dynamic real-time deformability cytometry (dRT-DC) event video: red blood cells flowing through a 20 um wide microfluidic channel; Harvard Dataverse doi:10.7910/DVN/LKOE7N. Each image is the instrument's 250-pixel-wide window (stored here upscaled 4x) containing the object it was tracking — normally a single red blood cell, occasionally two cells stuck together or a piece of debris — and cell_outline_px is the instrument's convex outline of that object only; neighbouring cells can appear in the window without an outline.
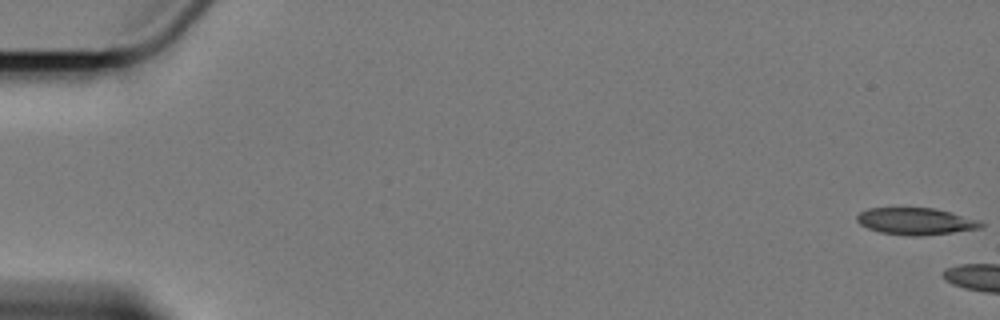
{"species": "Egyptian fruit bat (a non-hibernating species)", "species_latin": "Rousettus aegyptiacus", "temperature_condition": "cold", "stored_images_in_passage": 4, "camera_frame_rate_fps": 3000, "um_per_image_px": 0.085, "animal": {"sex": "female"}, "frame": {"image": 1, "passage_image": 1, "time_ms": 0.0, "image_size_px": [1000, 320], "cell_outline_px": [[984, 224], [980, 228], [952, 232], [920, 236], [912, 236], [880, 232], [868, 228], [860, 224], [856, 220], [856, 216], [860, 212], [868, 208], [932, 208], [952, 212], [980, 220]], "centroid_in_image_um": [77.83, 18.8], "position_along_channel_um": 7.2, "area_um2": 19.36}}